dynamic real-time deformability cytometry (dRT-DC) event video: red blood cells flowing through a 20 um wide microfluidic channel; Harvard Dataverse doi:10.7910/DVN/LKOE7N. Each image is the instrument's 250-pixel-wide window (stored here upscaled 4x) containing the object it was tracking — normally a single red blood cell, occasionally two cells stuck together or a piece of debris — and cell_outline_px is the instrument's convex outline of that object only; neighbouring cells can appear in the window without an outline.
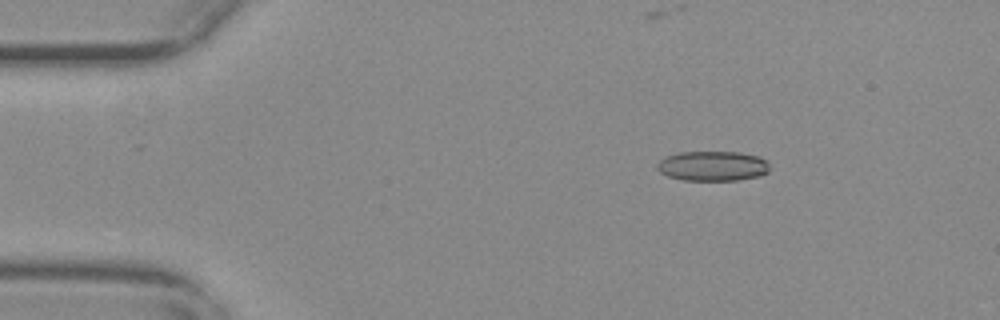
{"species": "common noctule bat (a hibernating species)", "species_latin": "Nyctalus noctula", "temperature_condition": "warm", "stored_images_in_passage": 32, "camera_frame_rate_fps": 3000, "um_per_image_px": 0.085, "animal": {"sex": "female", "body_mass_g": 29.2, "forearm_length_mm": 56.3}, "frame": {"image": 1, "passage_image": 9, "time_ms": 2.667, "image_size_px": [1000, 320], "cell_outline_px": [[768, 172], [760, 176], [736, 180], [684, 180], [668, 176], [660, 172], [656, 168], [656, 164], [660, 160], [668, 156], [680, 152], [740, 152], [760, 156], [768, 164]], "centroid_in_image_um": [60.57, 14.11], "position_along_channel_um": 24.4, "area_um2": 19.54}}
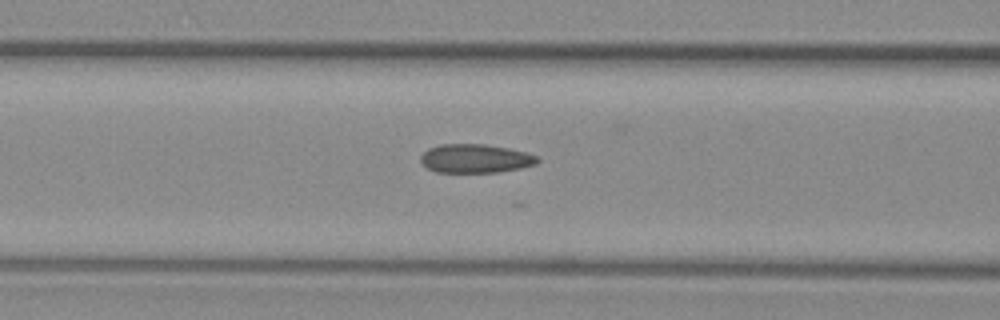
{"frame": {"image": 2, "passage_image": 23, "time_ms": 7.333, "image_size_px": [1000, 320], "cell_outline_px": [[540, 160], [536, 164], [520, 168], [500, 172], [436, 172], [428, 168], [420, 160], [420, 156], [428, 148], [440, 144], [484, 144], [508, 148], [528, 152], [536, 156]], "centroid_in_image_um": [40.42, 13.47], "position_along_channel_um": 126.2, "area_um2": 19.59}}
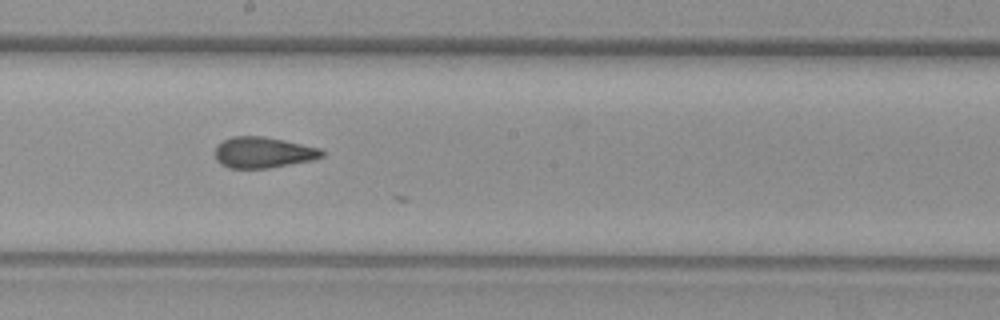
{"frame": {"image": 3, "passage_image": 31, "time_ms": 10.0, "image_size_px": [1000, 320], "cell_outline_px": [[324, 156], [312, 160], [268, 168], [228, 168], [220, 164], [216, 160], [216, 148], [224, 140], [232, 136], [264, 136], [284, 140], [320, 148], [324, 152]], "centroid_in_image_um": [22.38, 12.96], "position_along_channel_um": 225.8, "area_um2": 19.19}}